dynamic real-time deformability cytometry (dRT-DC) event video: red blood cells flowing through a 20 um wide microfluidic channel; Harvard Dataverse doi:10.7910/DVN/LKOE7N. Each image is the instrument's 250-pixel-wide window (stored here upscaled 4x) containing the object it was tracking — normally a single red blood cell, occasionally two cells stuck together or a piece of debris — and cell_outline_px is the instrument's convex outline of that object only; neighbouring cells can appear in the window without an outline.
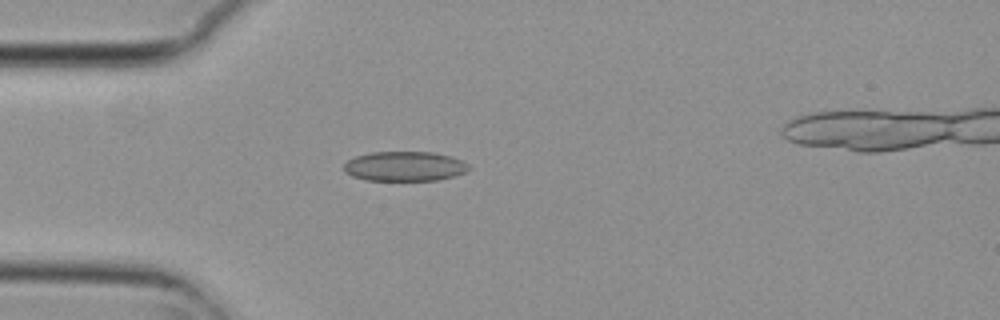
{"species": "common noctule bat (a hibernating species)", "species_latin": "Nyctalus noctula", "temperature_condition": "cold", "stored_images_in_passage": 2, "camera_frame_rate_fps": 3000, "um_per_image_px": 0.085, "animal": {"sex": "female", "body_mass_g": 29.2, "forearm_length_mm": 56.3}, "frame": {"image": 1, "passage_image": 1, "time_ms": 0.0, "image_size_px": [1000, 320], "cell_outline_px": [[472, 168], [464, 172], [452, 176], [436, 180], [368, 180], [352, 176], [344, 172], [344, 164], [348, 160], [356, 156], [372, 152], [432, 152], [452, 156], [468, 164]], "centroid_in_image_um": [34.39, 14.13], "position_along_channel_um": 50.6, "area_um2": 21.5}}